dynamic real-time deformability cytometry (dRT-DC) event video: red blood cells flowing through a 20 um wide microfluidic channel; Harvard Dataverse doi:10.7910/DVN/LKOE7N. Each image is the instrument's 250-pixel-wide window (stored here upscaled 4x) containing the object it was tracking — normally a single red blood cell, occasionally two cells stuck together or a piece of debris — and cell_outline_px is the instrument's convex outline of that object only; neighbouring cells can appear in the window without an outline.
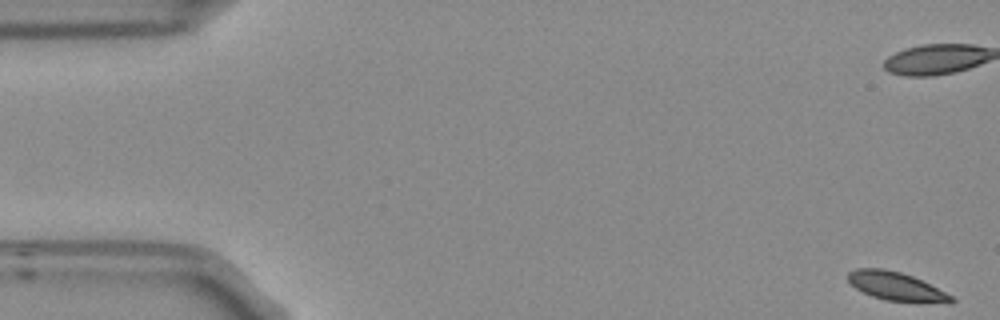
{"species": "Egyptian fruit bat (a non-hibernating species)", "species_latin": "Rousettus aegyptiacus", "temperature_condition": "room temperature", "stored_images_in_passage": 4, "camera_frame_rate_fps": 3000, "um_per_image_px": 0.085, "frame": {"image": 1, "passage_image": 1, "time_ms": 0.0, "image_size_px": [1000, 320], "cell_outline_px": [[956, 300], [884, 300], [872, 296], [856, 288], [848, 280], [848, 272], [856, 268], [884, 268], [900, 272], [912, 276], [952, 296]], "centroid_in_image_um": [75.99, 24.27], "position_along_channel_um": 9.0, "area_um2": 16.01}}